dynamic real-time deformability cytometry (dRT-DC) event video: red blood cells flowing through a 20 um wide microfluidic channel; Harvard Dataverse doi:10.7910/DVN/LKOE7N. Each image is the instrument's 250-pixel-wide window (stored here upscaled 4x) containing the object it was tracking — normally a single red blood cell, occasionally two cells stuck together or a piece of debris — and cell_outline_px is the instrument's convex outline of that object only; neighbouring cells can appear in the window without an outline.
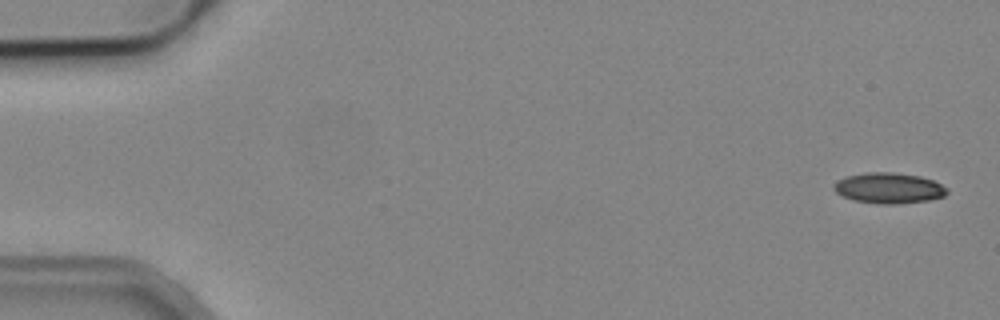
{"species": "common noctule bat (a hibernating species)", "species_latin": "Nyctalus noctula", "temperature_condition": "cold", "stored_images_in_passage": 5, "camera_frame_rate_fps": 3000, "um_per_image_px": 0.085, "animal": {"sex": "male", "body_mass_g": 19.2, "forearm_length_mm": 51.8}, "frame": {"image": 1, "passage_image": 1, "time_ms": 0.0, "image_size_px": [1000, 320], "cell_outline_px": [[948, 192], [944, 196], [928, 200], [900, 204], [876, 204], [852, 200], [836, 192], [832, 188], [832, 184], [836, 180], [848, 176], [868, 172], [892, 172], [920, 176], [932, 180], [948, 188]], "centroid_in_image_um": [75.53, 15.99], "position_along_channel_um": 9.5, "area_um2": 20.35}}